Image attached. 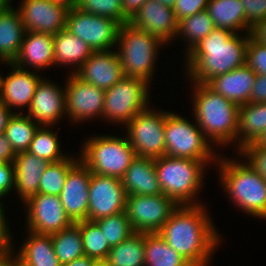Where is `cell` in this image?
<instances>
[{
  "mask_svg": "<svg viewBox=\"0 0 266 266\" xmlns=\"http://www.w3.org/2000/svg\"><path fill=\"white\" fill-rule=\"evenodd\" d=\"M205 205H181L157 232L192 266H208L220 236Z\"/></svg>",
  "mask_w": 266,
  "mask_h": 266,
  "instance_id": "cell-1",
  "label": "cell"
},
{
  "mask_svg": "<svg viewBox=\"0 0 266 266\" xmlns=\"http://www.w3.org/2000/svg\"><path fill=\"white\" fill-rule=\"evenodd\" d=\"M249 37L250 33L242 38L238 33L215 27L185 55L190 82L206 84L215 76L245 65Z\"/></svg>",
  "mask_w": 266,
  "mask_h": 266,
  "instance_id": "cell-2",
  "label": "cell"
},
{
  "mask_svg": "<svg viewBox=\"0 0 266 266\" xmlns=\"http://www.w3.org/2000/svg\"><path fill=\"white\" fill-rule=\"evenodd\" d=\"M193 85L194 120L205 137L211 140V145L213 142L225 147L228 143H237L239 106L214 92L206 84Z\"/></svg>",
  "mask_w": 266,
  "mask_h": 266,
  "instance_id": "cell-3",
  "label": "cell"
},
{
  "mask_svg": "<svg viewBox=\"0 0 266 266\" xmlns=\"http://www.w3.org/2000/svg\"><path fill=\"white\" fill-rule=\"evenodd\" d=\"M222 158L217 161L219 179L230 200L245 213L266 220V180L249 163Z\"/></svg>",
  "mask_w": 266,
  "mask_h": 266,
  "instance_id": "cell-4",
  "label": "cell"
},
{
  "mask_svg": "<svg viewBox=\"0 0 266 266\" xmlns=\"http://www.w3.org/2000/svg\"><path fill=\"white\" fill-rule=\"evenodd\" d=\"M208 162L167 155L155 158V169L163 194L178 206L202 204L195 198L203 185L204 168L209 166Z\"/></svg>",
  "mask_w": 266,
  "mask_h": 266,
  "instance_id": "cell-5",
  "label": "cell"
},
{
  "mask_svg": "<svg viewBox=\"0 0 266 266\" xmlns=\"http://www.w3.org/2000/svg\"><path fill=\"white\" fill-rule=\"evenodd\" d=\"M164 44L156 36L136 28L130 22L120 25L117 52L124 75L143 79L150 84L154 75L155 62L158 59V50Z\"/></svg>",
  "mask_w": 266,
  "mask_h": 266,
  "instance_id": "cell-6",
  "label": "cell"
},
{
  "mask_svg": "<svg viewBox=\"0 0 266 266\" xmlns=\"http://www.w3.org/2000/svg\"><path fill=\"white\" fill-rule=\"evenodd\" d=\"M87 140L81 149L80 160L91 173L122 179L137 156L127 136L97 135Z\"/></svg>",
  "mask_w": 266,
  "mask_h": 266,
  "instance_id": "cell-7",
  "label": "cell"
},
{
  "mask_svg": "<svg viewBox=\"0 0 266 266\" xmlns=\"http://www.w3.org/2000/svg\"><path fill=\"white\" fill-rule=\"evenodd\" d=\"M210 142L198 124L194 125L184 117L173 114V112H166L165 155L217 163L215 161H218L220 155H214L216 153Z\"/></svg>",
  "mask_w": 266,
  "mask_h": 266,
  "instance_id": "cell-8",
  "label": "cell"
},
{
  "mask_svg": "<svg viewBox=\"0 0 266 266\" xmlns=\"http://www.w3.org/2000/svg\"><path fill=\"white\" fill-rule=\"evenodd\" d=\"M149 85L143 79L125 76L106 90L103 119L126 125L135 115L148 108Z\"/></svg>",
  "mask_w": 266,
  "mask_h": 266,
  "instance_id": "cell-9",
  "label": "cell"
},
{
  "mask_svg": "<svg viewBox=\"0 0 266 266\" xmlns=\"http://www.w3.org/2000/svg\"><path fill=\"white\" fill-rule=\"evenodd\" d=\"M166 112L150 107L135 115L127 124V138L139 157L158 158L165 155Z\"/></svg>",
  "mask_w": 266,
  "mask_h": 266,
  "instance_id": "cell-10",
  "label": "cell"
},
{
  "mask_svg": "<svg viewBox=\"0 0 266 266\" xmlns=\"http://www.w3.org/2000/svg\"><path fill=\"white\" fill-rule=\"evenodd\" d=\"M120 24L115 20L87 13L78 8L68 13L66 30L82 39L93 52L109 51L117 45Z\"/></svg>",
  "mask_w": 266,
  "mask_h": 266,
  "instance_id": "cell-11",
  "label": "cell"
},
{
  "mask_svg": "<svg viewBox=\"0 0 266 266\" xmlns=\"http://www.w3.org/2000/svg\"><path fill=\"white\" fill-rule=\"evenodd\" d=\"M178 205L164 194L127 195L125 212L134 232L156 233Z\"/></svg>",
  "mask_w": 266,
  "mask_h": 266,
  "instance_id": "cell-12",
  "label": "cell"
},
{
  "mask_svg": "<svg viewBox=\"0 0 266 266\" xmlns=\"http://www.w3.org/2000/svg\"><path fill=\"white\" fill-rule=\"evenodd\" d=\"M24 204L27 206L26 225L28 231L53 235L73 224L67 216L59 196L36 194Z\"/></svg>",
  "mask_w": 266,
  "mask_h": 266,
  "instance_id": "cell-13",
  "label": "cell"
},
{
  "mask_svg": "<svg viewBox=\"0 0 266 266\" xmlns=\"http://www.w3.org/2000/svg\"><path fill=\"white\" fill-rule=\"evenodd\" d=\"M69 75L64 89L66 114L70 121L82 123L98 116L103 118L105 90L83 81L75 73Z\"/></svg>",
  "mask_w": 266,
  "mask_h": 266,
  "instance_id": "cell-14",
  "label": "cell"
},
{
  "mask_svg": "<svg viewBox=\"0 0 266 266\" xmlns=\"http://www.w3.org/2000/svg\"><path fill=\"white\" fill-rule=\"evenodd\" d=\"M127 193L122 180L91 173L88 220L95 221L125 211Z\"/></svg>",
  "mask_w": 266,
  "mask_h": 266,
  "instance_id": "cell-15",
  "label": "cell"
},
{
  "mask_svg": "<svg viewBox=\"0 0 266 266\" xmlns=\"http://www.w3.org/2000/svg\"><path fill=\"white\" fill-rule=\"evenodd\" d=\"M91 171L79 160L66 177L60 200L73 223L88 220L89 185Z\"/></svg>",
  "mask_w": 266,
  "mask_h": 266,
  "instance_id": "cell-16",
  "label": "cell"
},
{
  "mask_svg": "<svg viewBox=\"0 0 266 266\" xmlns=\"http://www.w3.org/2000/svg\"><path fill=\"white\" fill-rule=\"evenodd\" d=\"M18 12L26 31L55 35L66 29L69 11L49 0H22Z\"/></svg>",
  "mask_w": 266,
  "mask_h": 266,
  "instance_id": "cell-17",
  "label": "cell"
},
{
  "mask_svg": "<svg viewBox=\"0 0 266 266\" xmlns=\"http://www.w3.org/2000/svg\"><path fill=\"white\" fill-rule=\"evenodd\" d=\"M129 22L136 28L156 36L165 44L177 35L178 21L173 8L158 0H147Z\"/></svg>",
  "mask_w": 266,
  "mask_h": 266,
  "instance_id": "cell-18",
  "label": "cell"
},
{
  "mask_svg": "<svg viewBox=\"0 0 266 266\" xmlns=\"http://www.w3.org/2000/svg\"><path fill=\"white\" fill-rule=\"evenodd\" d=\"M75 74L105 91L125 77L119 54L112 50L93 52Z\"/></svg>",
  "mask_w": 266,
  "mask_h": 266,
  "instance_id": "cell-19",
  "label": "cell"
},
{
  "mask_svg": "<svg viewBox=\"0 0 266 266\" xmlns=\"http://www.w3.org/2000/svg\"><path fill=\"white\" fill-rule=\"evenodd\" d=\"M26 115L39 126H54L66 115L65 89L54 82L41 79L37 84L30 107Z\"/></svg>",
  "mask_w": 266,
  "mask_h": 266,
  "instance_id": "cell-20",
  "label": "cell"
},
{
  "mask_svg": "<svg viewBox=\"0 0 266 266\" xmlns=\"http://www.w3.org/2000/svg\"><path fill=\"white\" fill-rule=\"evenodd\" d=\"M11 73L5 78L0 75V101L10 110L13 108H29L37 84L42 79L36 72L8 63Z\"/></svg>",
  "mask_w": 266,
  "mask_h": 266,
  "instance_id": "cell-21",
  "label": "cell"
},
{
  "mask_svg": "<svg viewBox=\"0 0 266 266\" xmlns=\"http://www.w3.org/2000/svg\"><path fill=\"white\" fill-rule=\"evenodd\" d=\"M257 74L246 64L211 78L206 85L238 106L249 102Z\"/></svg>",
  "mask_w": 266,
  "mask_h": 266,
  "instance_id": "cell-22",
  "label": "cell"
},
{
  "mask_svg": "<svg viewBox=\"0 0 266 266\" xmlns=\"http://www.w3.org/2000/svg\"><path fill=\"white\" fill-rule=\"evenodd\" d=\"M13 63L17 67L23 69L32 67L34 70H43L46 67L54 66L53 35L37 31H26L20 52ZM27 66L29 67L27 68Z\"/></svg>",
  "mask_w": 266,
  "mask_h": 266,
  "instance_id": "cell-23",
  "label": "cell"
},
{
  "mask_svg": "<svg viewBox=\"0 0 266 266\" xmlns=\"http://www.w3.org/2000/svg\"><path fill=\"white\" fill-rule=\"evenodd\" d=\"M15 189L26 202L30 197L38 194L42 173L46 170L49 161L41 159L29 152L17 153L14 158Z\"/></svg>",
  "mask_w": 266,
  "mask_h": 266,
  "instance_id": "cell-24",
  "label": "cell"
},
{
  "mask_svg": "<svg viewBox=\"0 0 266 266\" xmlns=\"http://www.w3.org/2000/svg\"><path fill=\"white\" fill-rule=\"evenodd\" d=\"M121 180L127 195L163 194L153 158L136 156Z\"/></svg>",
  "mask_w": 266,
  "mask_h": 266,
  "instance_id": "cell-25",
  "label": "cell"
},
{
  "mask_svg": "<svg viewBox=\"0 0 266 266\" xmlns=\"http://www.w3.org/2000/svg\"><path fill=\"white\" fill-rule=\"evenodd\" d=\"M17 9L13 7L0 12V61L13 63L21 48L26 33Z\"/></svg>",
  "mask_w": 266,
  "mask_h": 266,
  "instance_id": "cell-26",
  "label": "cell"
},
{
  "mask_svg": "<svg viewBox=\"0 0 266 266\" xmlns=\"http://www.w3.org/2000/svg\"><path fill=\"white\" fill-rule=\"evenodd\" d=\"M265 130L266 103L248 102L242 106H239L237 151H240L248 144L257 142Z\"/></svg>",
  "mask_w": 266,
  "mask_h": 266,
  "instance_id": "cell-27",
  "label": "cell"
},
{
  "mask_svg": "<svg viewBox=\"0 0 266 266\" xmlns=\"http://www.w3.org/2000/svg\"><path fill=\"white\" fill-rule=\"evenodd\" d=\"M53 45L54 65L77 66L72 73H75L93 53L82 39L71 34L66 29L53 35Z\"/></svg>",
  "mask_w": 266,
  "mask_h": 266,
  "instance_id": "cell-28",
  "label": "cell"
},
{
  "mask_svg": "<svg viewBox=\"0 0 266 266\" xmlns=\"http://www.w3.org/2000/svg\"><path fill=\"white\" fill-rule=\"evenodd\" d=\"M206 11L216 28L225 29L234 34L246 29L245 33H248L245 10L239 0H209Z\"/></svg>",
  "mask_w": 266,
  "mask_h": 266,
  "instance_id": "cell-29",
  "label": "cell"
},
{
  "mask_svg": "<svg viewBox=\"0 0 266 266\" xmlns=\"http://www.w3.org/2000/svg\"><path fill=\"white\" fill-rule=\"evenodd\" d=\"M17 257L30 266H61L55 255L51 235L29 231Z\"/></svg>",
  "mask_w": 266,
  "mask_h": 266,
  "instance_id": "cell-30",
  "label": "cell"
},
{
  "mask_svg": "<svg viewBox=\"0 0 266 266\" xmlns=\"http://www.w3.org/2000/svg\"><path fill=\"white\" fill-rule=\"evenodd\" d=\"M145 266H192L159 233H144Z\"/></svg>",
  "mask_w": 266,
  "mask_h": 266,
  "instance_id": "cell-31",
  "label": "cell"
},
{
  "mask_svg": "<svg viewBox=\"0 0 266 266\" xmlns=\"http://www.w3.org/2000/svg\"><path fill=\"white\" fill-rule=\"evenodd\" d=\"M104 262L108 266H145L144 233L134 232L111 247Z\"/></svg>",
  "mask_w": 266,
  "mask_h": 266,
  "instance_id": "cell-32",
  "label": "cell"
},
{
  "mask_svg": "<svg viewBox=\"0 0 266 266\" xmlns=\"http://www.w3.org/2000/svg\"><path fill=\"white\" fill-rule=\"evenodd\" d=\"M51 238L55 255L61 265L85 256L82 234L76 223H73L70 227L51 235Z\"/></svg>",
  "mask_w": 266,
  "mask_h": 266,
  "instance_id": "cell-33",
  "label": "cell"
},
{
  "mask_svg": "<svg viewBox=\"0 0 266 266\" xmlns=\"http://www.w3.org/2000/svg\"><path fill=\"white\" fill-rule=\"evenodd\" d=\"M39 125L28 115L14 113L9 119L4 135L10 142L15 154L29 149Z\"/></svg>",
  "mask_w": 266,
  "mask_h": 266,
  "instance_id": "cell-34",
  "label": "cell"
},
{
  "mask_svg": "<svg viewBox=\"0 0 266 266\" xmlns=\"http://www.w3.org/2000/svg\"><path fill=\"white\" fill-rule=\"evenodd\" d=\"M215 28L212 18L206 10L178 21L177 35L189 43L185 55ZM179 34V35H178ZM186 37V38H185Z\"/></svg>",
  "mask_w": 266,
  "mask_h": 266,
  "instance_id": "cell-35",
  "label": "cell"
},
{
  "mask_svg": "<svg viewBox=\"0 0 266 266\" xmlns=\"http://www.w3.org/2000/svg\"><path fill=\"white\" fill-rule=\"evenodd\" d=\"M82 234V243L85 256L96 262H104L111 247L102 230L95 221L84 220L76 222Z\"/></svg>",
  "mask_w": 266,
  "mask_h": 266,
  "instance_id": "cell-36",
  "label": "cell"
},
{
  "mask_svg": "<svg viewBox=\"0 0 266 266\" xmlns=\"http://www.w3.org/2000/svg\"><path fill=\"white\" fill-rule=\"evenodd\" d=\"M53 131L50 129V126H39L34 133L33 140L27 152L50 163H56L66 159L68 155L62 154L58 142V135Z\"/></svg>",
  "mask_w": 266,
  "mask_h": 266,
  "instance_id": "cell-37",
  "label": "cell"
},
{
  "mask_svg": "<svg viewBox=\"0 0 266 266\" xmlns=\"http://www.w3.org/2000/svg\"><path fill=\"white\" fill-rule=\"evenodd\" d=\"M79 160L80 158L77 160V158L70 155L62 161L50 163L42 173L38 194L60 196L69 170Z\"/></svg>",
  "mask_w": 266,
  "mask_h": 266,
  "instance_id": "cell-38",
  "label": "cell"
},
{
  "mask_svg": "<svg viewBox=\"0 0 266 266\" xmlns=\"http://www.w3.org/2000/svg\"><path fill=\"white\" fill-rule=\"evenodd\" d=\"M95 222L107 238L110 247L117 246L134 233L125 211L95 220Z\"/></svg>",
  "mask_w": 266,
  "mask_h": 266,
  "instance_id": "cell-39",
  "label": "cell"
},
{
  "mask_svg": "<svg viewBox=\"0 0 266 266\" xmlns=\"http://www.w3.org/2000/svg\"><path fill=\"white\" fill-rule=\"evenodd\" d=\"M76 8L94 15L109 17L120 25L129 22L124 15L122 0H76Z\"/></svg>",
  "mask_w": 266,
  "mask_h": 266,
  "instance_id": "cell-40",
  "label": "cell"
},
{
  "mask_svg": "<svg viewBox=\"0 0 266 266\" xmlns=\"http://www.w3.org/2000/svg\"><path fill=\"white\" fill-rule=\"evenodd\" d=\"M245 64L257 75H266V46L257 43L251 36L246 48Z\"/></svg>",
  "mask_w": 266,
  "mask_h": 266,
  "instance_id": "cell-41",
  "label": "cell"
},
{
  "mask_svg": "<svg viewBox=\"0 0 266 266\" xmlns=\"http://www.w3.org/2000/svg\"><path fill=\"white\" fill-rule=\"evenodd\" d=\"M259 175L266 180V147L256 142L246 145L238 152Z\"/></svg>",
  "mask_w": 266,
  "mask_h": 266,
  "instance_id": "cell-42",
  "label": "cell"
},
{
  "mask_svg": "<svg viewBox=\"0 0 266 266\" xmlns=\"http://www.w3.org/2000/svg\"><path fill=\"white\" fill-rule=\"evenodd\" d=\"M245 10L246 26L248 33L259 21L266 19V0H239Z\"/></svg>",
  "mask_w": 266,
  "mask_h": 266,
  "instance_id": "cell-43",
  "label": "cell"
},
{
  "mask_svg": "<svg viewBox=\"0 0 266 266\" xmlns=\"http://www.w3.org/2000/svg\"><path fill=\"white\" fill-rule=\"evenodd\" d=\"M209 0H176L173 7L177 21L206 10Z\"/></svg>",
  "mask_w": 266,
  "mask_h": 266,
  "instance_id": "cell-44",
  "label": "cell"
},
{
  "mask_svg": "<svg viewBox=\"0 0 266 266\" xmlns=\"http://www.w3.org/2000/svg\"><path fill=\"white\" fill-rule=\"evenodd\" d=\"M15 187L14 162L0 163V201Z\"/></svg>",
  "mask_w": 266,
  "mask_h": 266,
  "instance_id": "cell-45",
  "label": "cell"
},
{
  "mask_svg": "<svg viewBox=\"0 0 266 266\" xmlns=\"http://www.w3.org/2000/svg\"><path fill=\"white\" fill-rule=\"evenodd\" d=\"M249 102L266 103V75L256 76Z\"/></svg>",
  "mask_w": 266,
  "mask_h": 266,
  "instance_id": "cell-46",
  "label": "cell"
},
{
  "mask_svg": "<svg viewBox=\"0 0 266 266\" xmlns=\"http://www.w3.org/2000/svg\"><path fill=\"white\" fill-rule=\"evenodd\" d=\"M5 218L4 208L0 201V249L13 247V238L11 232L9 233L10 229Z\"/></svg>",
  "mask_w": 266,
  "mask_h": 266,
  "instance_id": "cell-47",
  "label": "cell"
},
{
  "mask_svg": "<svg viewBox=\"0 0 266 266\" xmlns=\"http://www.w3.org/2000/svg\"><path fill=\"white\" fill-rule=\"evenodd\" d=\"M16 154L4 134L0 135V163L13 162Z\"/></svg>",
  "mask_w": 266,
  "mask_h": 266,
  "instance_id": "cell-48",
  "label": "cell"
},
{
  "mask_svg": "<svg viewBox=\"0 0 266 266\" xmlns=\"http://www.w3.org/2000/svg\"><path fill=\"white\" fill-rule=\"evenodd\" d=\"M250 36L259 44L266 46V19L257 22L250 30Z\"/></svg>",
  "mask_w": 266,
  "mask_h": 266,
  "instance_id": "cell-49",
  "label": "cell"
},
{
  "mask_svg": "<svg viewBox=\"0 0 266 266\" xmlns=\"http://www.w3.org/2000/svg\"><path fill=\"white\" fill-rule=\"evenodd\" d=\"M147 0H122L124 15L130 20Z\"/></svg>",
  "mask_w": 266,
  "mask_h": 266,
  "instance_id": "cell-50",
  "label": "cell"
},
{
  "mask_svg": "<svg viewBox=\"0 0 266 266\" xmlns=\"http://www.w3.org/2000/svg\"><path fill=\"white\" fill-rule=\"evenodd\" d=\"M14 113L0 101V135L4 134L9 119Z\"/></svg>",
  "mask_w": 266,
  "mask_h": 266,
  "instance_id": "cell-51",
  "label": "cell"
},
{
  "mask_svg": "<svg viewBox=\"0 0 266 266\" xmlns=\"http://www.w3.org/2000/svg\"><path fill=\"white\" fill-rule=\"evenodd\" d=\"M96 261L88 256H82L61 266H94Z\"/></svg>",
  "mask_w": 266,
  "mask_h": 266,
  "instance_id": "cell-52",
  "label": "cell"
},
{
  "mask_svg": "<svg viewBox=\"0 0 266 266\" xmlns=\"http://www.w3.org/2000/svg\"><path fill=\"white\" fill-rule=\"evenodd\" d=\"M49 1H51L54 5L66 9L69 12L76 8V0H49Z\"/></svg>",
  "mask_w": 266,
  "mask_h": 266,
  "instance_id": "cell-53",
  "label": "cell"
},
{
  "mask_svg": "<svg viewBox=\"0 0 266 266\" xmlns=\"http://www.w3.org/2000/svg\"><path fill=\"white\" fill-rule=\"evenodd\" d=\"M0 266H11V247L0 249Z\"/></svg>",
  "mask_w": 266,
  "mask_h": 266,
  "instance_id": "cell-54",
  "label": "cell"
},
{
  "mask_svg": "<svg viewBox=\"0 0 266 266\" xmlns=\"http://www.w3.org/2000/svg\"><path fill=\"white\" fill-rule=\"evenodd\" d=\"M13 250V247H11V266H30L27 263L23 262L21 259H19L16 255L14 256Z\"/></svg>",
  "mask_w": 266,
  "mask_h": 266,
  "instance_id": "cell-55",
  "label": "cell"
},
{
  "mask_svg": "<svg viewBox=\"0 0 266 266\" xmlns=\"http://www.w3.org/2000/svg\"><path fill=\"white\" fill-rule=\"evenodd\" d=\"M12 0H0V12L5 11L12 7Z\"/></svg>",
  "mask_w": 266,
  "mask_h": 266,
  "instance_id": "cell-56",
  "label": "cell"
},
{
  "mask_svg": "<svg viewBox=\"0 0 266 266\" xmlns=\"http://www.w3.org/2000/svg\"><path fill=\"white\" fill-rule=\"evenodd\" d=\"M256 143L262 147H266V130Z\"/></svg>",
  "mask_w": 266,
  "mask_h": 266,
  "instance_id": "cell-57",
  "label": "cell"
},
{
  "mask_svg": "<svg viewBox=\"0 0 266 266\" xmlns=\"http://www.w3.org/2000/svg\"><path fill=\"white\" fill-rule=\"evenodd\" d=\"M160 3L167 5L169 7H174L176 0H158Z\"/></svg>",
  "mask_w": 266,
  "mask_h": 266,
  "instance_id": "cell-58",
  "label": "cell"
},
{
  "mask_svg": "<svg viewBox=\"0 0 266 266\" xmlns=\"http://www.w3.org/2000/svg\"><path fill=\"white\" fill-rule=\"evenodd\" d=\"M94 266H108L105 262H96Z\"/></svg>",
  "mask_w": 266,
  "mask_h": 266,
  "instance_id": "cell-59",
  "label": "cell"
}]
</instances>
